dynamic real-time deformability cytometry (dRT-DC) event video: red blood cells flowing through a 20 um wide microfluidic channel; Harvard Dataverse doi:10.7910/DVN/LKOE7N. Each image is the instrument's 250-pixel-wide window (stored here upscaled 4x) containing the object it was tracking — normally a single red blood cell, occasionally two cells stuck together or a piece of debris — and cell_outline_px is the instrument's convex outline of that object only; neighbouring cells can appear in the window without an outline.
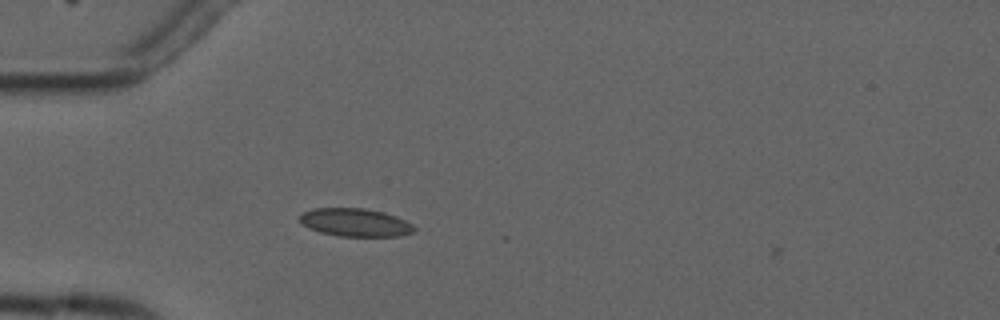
{"species": "common noctule bat (a hibernating species)", "species_latin": "Nyctalus noctula", "temperature_condition": "cold", "stored_images_in_passage": 3, "camera_frame_rate_fps": 3000, "um_per_image_px": 0.085, "animal": {"sex": "male", "forearm_length_mm": 52.5}, "frame": {"image": 1, "passage_image": 2, "time_ms": 1.333, "image_size_px": [1000, 320], "cell_outline_px": [[416, 232], [400, 236], [336, 236], [320, 232], [308, 228], [300, 220], [300, 212], [312, 208], [364, 208], [384, 212], [396, 216], [412, 224], [416, 228]], "centroid_in_image_um": [30.2, 18.91], "position_along_channel_um": 54.8, "area_um2": 18.9}}